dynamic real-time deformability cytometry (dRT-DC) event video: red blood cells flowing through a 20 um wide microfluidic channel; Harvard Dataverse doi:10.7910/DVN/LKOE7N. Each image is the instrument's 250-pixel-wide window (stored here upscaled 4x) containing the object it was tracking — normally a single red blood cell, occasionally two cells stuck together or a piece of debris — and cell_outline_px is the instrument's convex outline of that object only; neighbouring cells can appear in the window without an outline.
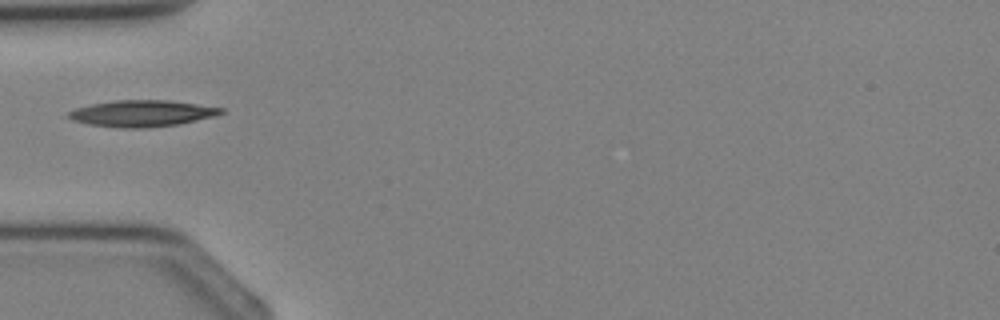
{"species": "Egyptian fruit bat (a non-hibernating species)", "species_latin": "Rousettus aegyptiacus", "temperature_condition": "cold", "stored_images_in_passage": 4, "camera_frame_rate_fps": 3000, "um_per_image_px": 0.085, "animal": {"sex": "female"}, "frame": {"image": 1, "passage_image": 4, "time_ms": 4.333, "image_size_px": [1000, 320], "cell_outline_px": [[224, 112], [216, 116], [180, 124], [144, 128], [120, 128], [88, 124], [72, 120], [68, 116], [68, 112], [76, 108], [92, 104], [116, 100], [168, 100], [224, 108]], "centroid_in_image_um": [12.09, 9.64], "position_along_channel_um": 72.9, "area_um2": 23.47}}